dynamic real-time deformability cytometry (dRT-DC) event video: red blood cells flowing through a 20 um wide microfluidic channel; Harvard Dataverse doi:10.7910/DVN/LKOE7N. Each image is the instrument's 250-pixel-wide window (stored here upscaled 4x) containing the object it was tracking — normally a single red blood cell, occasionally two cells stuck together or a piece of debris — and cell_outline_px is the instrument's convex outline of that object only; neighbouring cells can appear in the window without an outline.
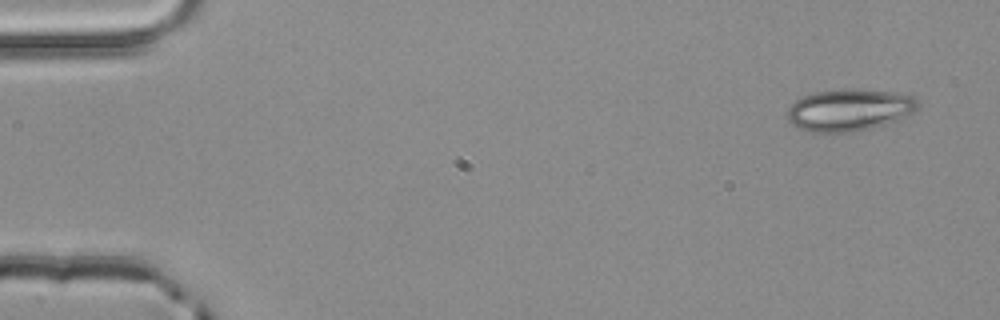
{"species": "common noctule bat (a hibernating species)", "species_latin": "Nyctalus noctula", "temperature_condition": "room temperature", "stored_images_in_passage": 3, "camera_frame_rate_fps": 3000, "um_per_image_px": 0.085, "animal": {"sex": "male", "body_mass_g": 20.4}, "frame": {"image": 1, "passage_image": 1, "time_ms": 0.0, "image_size_px": [1000, 320], "cell_outline_px": [[920, 104], [916, 112], [900, 120], [872, 128], [852, 132], [804, 132], [792, 124], [788, 120], [788, 108], [796, 100], [812, 92], [844, 88], [856, 88], [888, 92], [912, 96]], "centroid_in_image_um": [72.2, 9.35], "position_along_channel_um": 12.8, "area_um2": 32.37}}